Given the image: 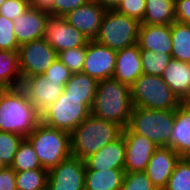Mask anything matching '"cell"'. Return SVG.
Here are the masks:
<instances>
[{
	"label": "cell",
	"instance_id": "cell-10",
	"mask_svg": "<svg viewBox=\"0 0 190 190\" xmlns=\"http://www.w3.org/2000/svg\"><path fill=\"white\" fill-rule=\"evenodd\" d=\"M86 166L70 156L48 171L47 190H85Z\"/></svg>",
	"mask_w": 190,
	"mask_h": 190
},
{
	"label": "cell",
	"instance_id": "cell-41",
	"mask_svg": "<svg viewBox=\"0 0 190 190\" xmlns=\"http://www.w3.org/2000/svg\"><path fill=\"white\" fill-rule=\"evenodd\" d=\"M176 21L190 24V0H175Z\"/></svg>",
	"mask_w": 190,
	"mask_h": 190
},
{
	"label": "cell",
	"instance_id": "cell-37",
	"mask_svg": "<svg viewBox=\"0 0 190 190\" xmlns=\"http://www.w3.org/2000/svg\"><path fill=\"white\" fill-rule=\"evenodd\" d=\"M72 72L59 58L44 72L46 80L62 82L64 85L71 78Z\"/></svg>",
	"mask_w": 190,
	"mask_h": 190
},
{
	"label": "cell",
	"instance_id": "cell-45",
	"mask_svg": "<svg viewBox=\"0 0 190 190\" xmlns=\"http://www.w3.org/2000/svg\"><path fill=\"white\" fill-rule=\"evenodd\" d=\"M182 103L190 110V98L182 101Z\"/></svg>",
	"mask_w": 190,
	"mask_h": 190
},
{
	"label": "cell",
	"instance_id": "cell-18",
	"mask_svg": "<svg viewBox=\"0 0 190 190\" xmlns=\"http://www.w3.org/2000/svg\"><path fill=\"white\" fill-rule=\"evenodd\" d=\"M125 155V141L122 134L119 138L86 158L84 162L86 169L90 170H124Z\"/></svg>",
	"mask_w": 190,
	"mask_h": 190
},
{
	"label": "cell",
	"instance_id": "cell-29",
	"mask_svg": "<svg viewBox=\"0 0 190 190\" xmlns=\"http://www.w3.org/2000/svg\"><path fill=\"white\" fill-rule=\"evenodd\" d=\"M17 190H47L48 170L15 172Z\"/></svg>",
	"mask_w": 190,
	"mask_h": 190
},
{
	"label": "cell",
	"instance_id": "cell-26",
	"mask_svg": "<svg viewBox=\"0 0 190 190\" xmlns=\"http://www.w3.org/2000/svg\"><path fill=\"white\" fill-rule=\"evenodd\" d=\"M172 59L190 63V24H171Z\"/></svg>",
	"mask_w": 190,
	"mask_h": 190
},
{
	"label": "cell",
	"instance_id": "cell-8",
	"mask_svg": "<svg viewBox=\"0 0 190 190\" xmlns=\"http://www.w3.org/2000/svg\"><path fill=\"white\" fill-rule=\"evenodd\" d=\"M140 24L116 10L106 11L95 41L117 52L137 44Z\"/></svg>",
	"mask_w": 190,
	"mask_h": 190
},
{
	"label": "cell",
	"instance_id": "cell-46",
	"mask_svg": "<svg viewBox=\"0 0 190 190\" xmlns=\"http://www.w3.org/2000/svg\"><path fill=\"white\" fill-rule=\"evenodd\" d=\"M6 166L2 163V161L0 160V170L5 168Z\"/></svg>",
	"mask_w": 190,
	"mask_h": 190
},
{
	"label": "cell",
	"instance_id": "cell-31",
	"mask_svg": "<svg viewBox=\"0 0 190 190\" xmlns=\"http://www.w3.org/2000/svg\"><path fill=\"white\" fill-rule=\"evenodd\" d=\"M24 137L15 133L0 131V160L6 167H11L20 143Z\"/></svg>",
	"mask_w": 190,
	"mask_h": 190
},
{
	"label": "cell",
	"instance_id": "cell-38",
	"mask_svg": "<svg viewBox=\"0 0 190 190\" xmlns=\"http://www.w3.org/2000/svg\"><path fill=\"white\" fill-rule=\"evenodd\" d=\"M30 7L29 0H6L0 7V15L14 20Z\"/></svg>",
	"mask_w": 190,
	"mask_h": 190
},
{
	"label": "cell",
	"instance_id": "cell-28",
	"mask_svg": "<svg viewBox=\"0 0 190 190\" xmlns=\"http://www.w3.org/2000/svg\"><path fill=\"white\" fill-rule=\"evenodd\" d=\"M11 168L15 172L44 169L37 153L26 138L20 143Z\"/></svg>",
	"mask_w": 190,
	"mask_h": 190
},
{
	"label": "cell",
	"instance_id": "cell-12",
	"mask_svg": "<svg viewBox=\"0 0 190 190\" xmlns=\"http://www.w3.org/2000/svg\"><path fill=\"white\" fill-rule=\"evenodd\" d=\"M20 87L40 115L54 104L64 91L62 82L46 80L44 74L24 78Z\"/></svg>",
	"mask_w": 190,
	"mask_h": 190
},
{
	"label": "cell",
	"instance_id": "cell-23",
	"mask_svg": "<svg viewBox=\"0 0 190 190\" xmlns=\"http://www.w3.org/2000/svg\"><path fill=\"white\" fill-rule=\"evenodd\" d=\"M21 84L18 50H0V90L17 88Z\"/></svg>",
	"mask_w": 190,
	"mask_h": 190
},
{
	"label": "cell",
	"instance_id": "cell-47",
	"mask_svg": "<svg viewBox=\"0 0 190 190\" xmlns=\"http://www.w3.org/2000/svg\"><path fill=\"white\" fill-rule=\"evenodd\" d=\"M6 0H0V7Z\"/></svg>",
	"mask_w": 190,
	"mask_h": 190
},
{
	"label": "cell",
	"instance_id": "cell-20",
	"mask_svg": "<svg viewBox=\"0 0 190 190\" xmlns=\"http://www.w3.org/2000/svg\"><path fill=\"white\" fill-rule=\"evenodd\" d=\"M141 50L171 54V25L140 24L138 42Z\"/></svg>",
	"mask_w": 190,
	"mask_h": 190
},
{
	"label": "cell",
	"instance_id": "cell-11",
	"mask_svg": "<svg viewBox=\"0 0 190 190\" xmlns=\"http://www.w3.org/2000/svg\"><path fill=\"white\" fill-rule=\"evenodd\" d=\"M44 39L57 53L86 46L89 41L81 32L70 25L64 17L49 15L45 21Z\"/></svg>",
	"mask_w": 190,
	"mask_h": 190
},
{
	"label": "cell",
	"instance_id": "cell-4",
	"mask_svg": "<svg viewBox=\"0 0 190 190\" xmlns=\"http://www.w3.org/2000/svg\"><path fill=\"white\" fill-rule=\"evenodd\" d=\"M26 139L37 153L42 167L48 171L71 156L70 133L48 126L42 121Z\"/></svg>",
	"mask_w": 190,
	"mask_h": 190
},
{
	"label": "cell",
	"instance_id": "cell-43",
	"mask_svg": "<svg viewBox=\"0 0 190 190\" xmlns=\"http://www.w3.org/2000/svg\"><path fill=\"white\" fill-rule=\"evenodd\" d=\"M99 2L106 11L116 10L122 0H96Z\"/></svg>",
	"mask_w": 190,
	"mask_h": 190
},
{
	"label": "cell",
	"instance_id": "cell-13",
	"mask_svg": "<svg viewBox=\"0 0 190 190\" xmlns=\"http://www.w3.org/2000/svg\"><path fill=\"white\" fill-rule=\"evenodd\" d=\"M125 141L124 171L144 172L158 146L145 136L131 132L127 127L122 132Z\"/></svg>",
	"mask_w": 190,
	"mask_h": 190
},
{
	"label": "cell",
	"instance_id": "cell-2",
	"mask_svg": "<svg viewBox=\"0 0 190 190\" xmlns=\"http://www.w3.org/2000/svg\"><path fill=\"white\" fill-rule=\"evenodd\" d=\"M41 121V115L21 87L0 90V131L26 138Z\"/></svg>",
	"mask_w": 190,
	"mask_h": 190
},
{
	"label": "cell",
	"instance_id": "cell-35",
	"mask_svg": "<svg viewBox=\"0 0 190 190\" xmlns=\"http://www.w3.org/2000/svg\"><path fill=\"white\" fill-rule=\"evenodd\" d=\"M120 190H157L145 172L125 173Z\"/></svg>",
	"mask_w": 190,
	"mask_h": 190
},
{
	"label": "cell",
	"instance_id": "cell-24",
	"mask_svg": "<svg viewBox=\"0 0 190 190\" xmlns=\"http://www.w3.org/2000/svg\"><path fill=\"white\" fill-rule=\"evenodd\" d=\"M124 176V170L95 171L86 169L85 190H120Z\"/></svg>",
	"mask_w": 190,
	"mask_h": 190
},
{
	"label": "cell",
	"instance_id": "cell-42",
	"mask_svg": "<svg viewBox=\"0 0 190 190\" xmlns=\"http://www.w3.org/2000/svg\"><path fill=\"white\" fill-rule=\"evenodd\" d=\"M30 1V7L49 11L54 4V0H29Z\"/></svg>",
	"mask_w": 190,
	"mask_h": 190
},
{
	"label": "cell",
	"instance_id": "cell-14",
	"mask_svg": "<svg viewBox=\"0 0 190 190\" xmlns=\"http://www.w3.org/2000/svg\"><path fill=\"white\" fill-rule=\"evenodd\" d=\"M116 51L97 43L88 41L82 73L97 81L113 77L115 70Z\"/></svg>",
	"mask_w": 190,
	"mask_h": 190
},
{
	"label": "cell",
	"instance_id": "cell-22",
	"mask_svg": "<svg viewBox=\"0 0 190 190\" xmlns=\"http://www.w3.org/2000/svg\"><path fill=\"white\" fill-rule=\"evenodd\" d=\"M170 148L181 157L190 150V110L183 103L175 109Z\"/></svg>",
	"mask_w": 190,
	"mask_h": 190
},
{
	"label": "cell",
	"instance_id": "cell-7",
	"mask_svg": "<svg viewBox=\"0 0 190 190\" xmlns=\"http://www.w3.org/2000/svg\"><path fill=\"white\" fill-rule=\"evenodd\" d=\"M94 98L69 96L65 90L58 100L41 115L46 125L71 133L91 114Z\"/></svg>",
	"mask_w": 190,
	"mask_h": 190
},
{
	"label": "cell",
	"instance_id": "cell-5",
	"mask_svg": "<svg viewBox=\"0 0 190 190\" xmlns=\"http://www.w3.org/2000/svg\"><path fill=\"white\" fill-rule=\"evenodd\" d=\"M175 110H153L133 107L127 128L145 136L158 147H170Z\"/></svg>",
	"mask_w": 190,
	"mask_h": 190
},
{
	"label": "cell",
	"instance_id": "cell-25",
	"mask_svg": "<svg viewBox=\"0 0 190 190\" xmlns=\"http://www.w3.org/2000/svg\"><path fill=\"white\" fill-rule=\"evenodd\" d=\"M174 4L175 0H146L142 24L171 25L176 21Z\"/></svg>",
	"mask_w": 190,
	"mask_h": 190
},
{
	"label": "cell",
	"instance_id": "cell-3",
	"mask_svg": "<svg viewBox=\"0 0 190 190\" xmlns=\"http://www.w3.org/2000/svg\"><path fill=\"white\" fill-rule=\"evenodd\" d=\"M123 128L90 114L71 133V156L82 159L95 154L122 135Z\"/></svg>",
	"mask_w": 190,
	"mask_h": 190
},
{
	"label": "cell",
	"instance_id": "cell-39",
	"mask_svg": "<svg viewBox=\"0 0 190 190\" xmlns=\"http://www.w3.org/2000/svg\"><path fill=\"white\" fill-rule=\"evenodd\" d=\"M89 0H54L53 7L48 11L52 16L63 17L72 10L86 4Z\"/></svg>",
	"mask_w": 190,
	"mask_h": 190
},
{
	"label": "cell",
	"instance_id": "cell-33",
	"mask_svg": "<svg viewBox=\"0 0 190 190\" xmlns=\"http://www.w3.org/2000/svg\"><path fill=\"white\" fill-rule=\"evenodd\" d=\"M86 56V46L70 48L58 53L59 60L74 73H81Z\"/></svg>",
	"mask_w": 190,
	"mask_h": 190
},
{
	"label": "cell",
	"instance_id": "cell-1",
	"mask_svg": "<svg viewBox=\"0 0 190 190\" xmlns=\"http://www.w3.org/2000/svg\"><path fill=\"white\" fill-rule=\"evenodd\" d=\"M131 87L112 78L99 80L91 114L99 119L127 127L132 113Z\"/></svg>",
	"mask_w": 190,
	"mask_h": 190
},
{
	"label": "cell",
	"instance_id": "cell-19",
	"mask_svg": "<svg viewBox=\"0 0 190 190\" xmlns=\"http://www.w3.org/2000/svg\"><path fill=\"white\" fill-rule=\"evenodd\" d=\"M142 74L141 49L138 44L116 52L114 79L131 87Z\"/></svg>",
	"mask_w": 190,
	"mask_h": 190
},
{
	"label": "cell",
	"instance_id": "cell-27",
	"mask_svg": "<svg viewBox=\"0 0 190 190\" xmlns=\"http://www.w3.org/2000/svg\"><path fill=\"white\" fill-rule=\"evenodd\" d=\"M98 81L84 73H74L64 85L69 96L77 98H94Z\"/></svg>",
	"mask_w": 190,
	"mask_h": 190
},
{
	"label": "cell",
	"instance_id": "cell-36",
	"mask_svg": "<svg viewBox=\"0 0 190 190\" xmlns=\"http://www.w3.org/2000/svg\"><path fill=\"white\" fill-rule=\"evenodd\" d=\"M146 10V0H122L117 12L124 14L130 18L138 20L142 23Z\"/></svg>",
	"mask_w": 190,
	"mask_h": 190
},
{
	"label": "cell",
	"instance_id": "cell-34",
	"mask_svg": "<svg viewBox=\"0 0 190 190\" xmlns=\"http://www.w3.org/2000/svg\"><path fill=\"white\" fill-rule=\"evenodd\" d=\"M19 45L14 33L13 20L0 15V50H19Z\"/></svg>",
	"mask_w": 190,
	"mask_h": 190
},
{
	"label": "cell",
	"instance_id": "cell-30",
	"mask_svg": "<svg viewBox=\"0 0 190 190\" xmlns=\"http://www.w3.org/2000/svg\"><path fill=\"white\" fill-rule=\"evenodd\" d=\"M172 60V54L141 50L143 74L161 76Z\"/></svg>",
	"mask_w": 190,
	"mask_h": 190
},
{
	"label": "cell",
	"instance_id": "cell-17",
	"mask_svg": "<svg viewBox=\"0 0 190 190\" xmlns=\"http://www.w3.org/2000/svg\"><path fill=\"white\" fill-rule=\"evenodd\" d=\"M181 156L170 147H158L145 169L156 189H164Z\"/></svg>",
	"mask_w": 190,
	"mask_h": 190
},
{
	"label": "cell",
	"instance_id": "cell-32",
	"mask_svg": "<svg viewBox=\"0 0 190 190\" xmlns=\"http://www.w3.org/2000/svg\"><path fill=\"white\" fill-rule=\"evenodd\" d=\"M164 190H190V165L182 158L177 162Z\"/></svg>",
	"mask_w": 190,
	"mask_h": 190
},
{
	"label": "cell",
	"instance_id": "cell-9",
	"mask_svg": "<svg viewBox=\"0 0 190 190\" xmlns=\"http://www.w3.org/2000/svg\"><path fill=\"white\" fill-rule=\"evenodd\" d=\"M18 53L22 80L44 74L58 58V53L44 38L22 44Z\"/></svg>",
	"mask_w": 190,
	"mask_h": 190
},
{
	"label": "cell",
	"instance_id": "cell-6",
	"mask_svg": "<svg viewBox=\"0 0 190 190\" xmlns=\"http://www.w3.org/2000/svg\"><path fill=\"white\" fill-rule=\"evenodd\" d=\"M133 107L153 110H175L182 101L161 76L142 74L131 86Z\"/></svg>",
	"mask_w": 190,
	"mask_h": 190
},
{
	"label": "cell",
	"instance_id": "cell-16",
	"mask_svg": "<svg viewBox=\"0 0 190 190\" xmlns=\"http://www.w3.org/2000/svg\"><path fill=\"white\" fill-rule=\"evenodd\" d=\"M50 15L48 11L29 7L23 14L13 20L14 33L18 45L44 38L45 21Z\"/></svg>",
	"mask_w": 190,
	"mask_h": 190
},
{
	"label": "cell",
	"instance_id": "cell-21",
	"mask_svg": "<svg viewBox=\"0 0 190 190\" xmlns=\"http://www.w3.org/2000/svg\"><path fill=\"white\" fill-rule=\"evenodd\" d=\"M161 77L181 101L190 98V63L172 59Z\"/></svg>",
	"mask_w": 190,
	"mask_h": 190
},
{
	"label": "cell",
	"instance_id": "cell-15",
	"mask_svg": "<svg viewBox=\"0 0 190 190\" xmlns=\"http://www.w3.org/2000/svg\"><path fill=\"white\" fill-rule=\"evenodd\" d=\"M105 13L106 10L99 2L89 0L86 4L72 10L63 17L89 41H92L98 36Z\"/></svg>",
	"mask_w": 190,
	"mask_h": 190
},
{
	"label": "cell",
	"instance_id": "cell-44",
	"mask_svg": "<svg viewBox=\"0 0 190 190\" xmlns=\"http://www.w3.org/2000/svg\"><path fill=\"white\" fill-rule=\"evenodd\" d=\"M181 158L190 165V150L187 151Z\"/></svg>",
	"mask_w": 190,
	"mask_h": 190
},
{
	"label": "cell",
	"instance_id": "cell-40",
	"mask_svg": "<svg viewBox=\"0 0 190 190\" xmlns=\"http://www.w3.org/2000/svg\"><path fill=\"white\" fill-rule=\"evenodd\" d=\"M0 190H17L16 174L11 167L0 170Z\"/></svg>",
	"mask_w": 190,
	"mask_h": 190
}]
</instances>
